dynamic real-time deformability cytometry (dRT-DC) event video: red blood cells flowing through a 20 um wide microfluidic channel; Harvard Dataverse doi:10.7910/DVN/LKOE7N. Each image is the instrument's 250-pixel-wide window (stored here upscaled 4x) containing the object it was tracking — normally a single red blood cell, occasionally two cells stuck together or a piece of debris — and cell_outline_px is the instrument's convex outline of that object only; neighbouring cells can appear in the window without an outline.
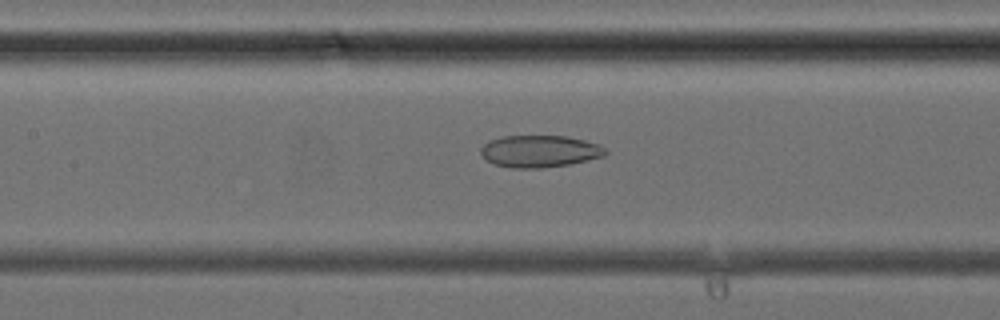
{"species": "common noctule bat (a hibernating species)", "species_latin": "Nyctalus noctula", "temperature_condition": "cold", "stored_images_in_passage": 39, "camera_frame_rate_fps": 3000, "um_per_image_px": 0.085, "animal": {"sex": "female", "body_mass_g": 24.6, "forearm_length_mm": 56.2}, "frame": {"image": 1, "passage_image": 18, "time_ms": 5.667, "image_size_px": [1000, 320], "cell_outline_px": [[608, 152], [604, 156], [572, 164], [540, 168], [512, 168], [492, 164], [484, 160], [480, 152], [480, 148], [488, 140], [504, 136], [564, 136], [584, 140], [600, 144]], "centroid_in_image_um": [45.84, 12.86], "position_along_channel_um": 161.6, "area_um2": 23.52}}
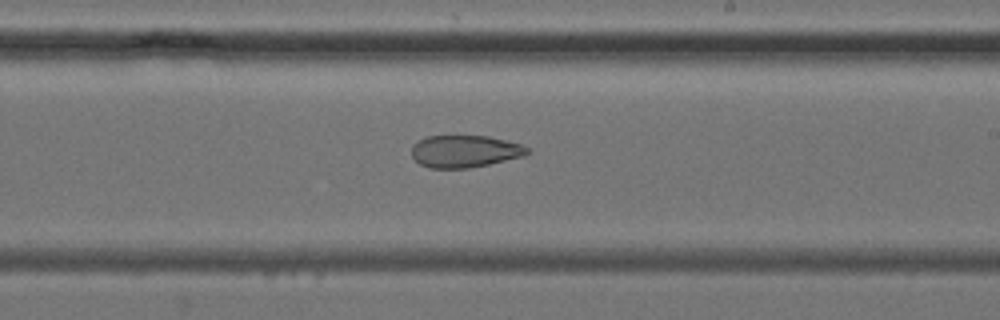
{"frame": {"image": 2, "passage_image": 23, "time_ms": 7.333, "image_size_px": [1000, 320], "cell_outline_px": [[528, 152], [524, 156], [488, 164], [468, 168], [428, 168], [420, 164], [412, 156], [412, 144], [428, 136], [488, 136], [520, 144], [528, 148]], "centroid_in_image_um": [39.48, 12.86], "position_along_channel_um": 249.5, "area_um2": 21.5}}
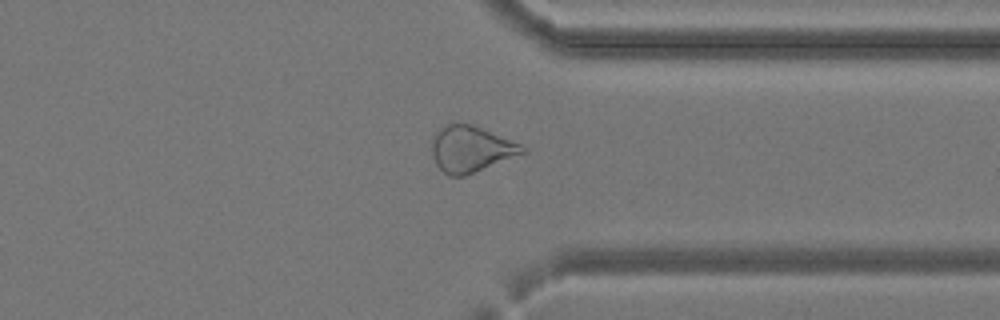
{"frame": {"image": 3, "passage_image": 30, "time_ms": 9.667, "image_size_px": [1000, 320], "cell_outline_px": [[528, 152], [464, 176], [448, 176], [436, 164], [432, 156], [432, 136], [440, 128], [448, 124], [472, 124], [520, 144], [528, 148]], "centroid_in_image_um": [40.03, 12.68], "position_along_channel_um": 371.4, "area_um2": 24.22}}